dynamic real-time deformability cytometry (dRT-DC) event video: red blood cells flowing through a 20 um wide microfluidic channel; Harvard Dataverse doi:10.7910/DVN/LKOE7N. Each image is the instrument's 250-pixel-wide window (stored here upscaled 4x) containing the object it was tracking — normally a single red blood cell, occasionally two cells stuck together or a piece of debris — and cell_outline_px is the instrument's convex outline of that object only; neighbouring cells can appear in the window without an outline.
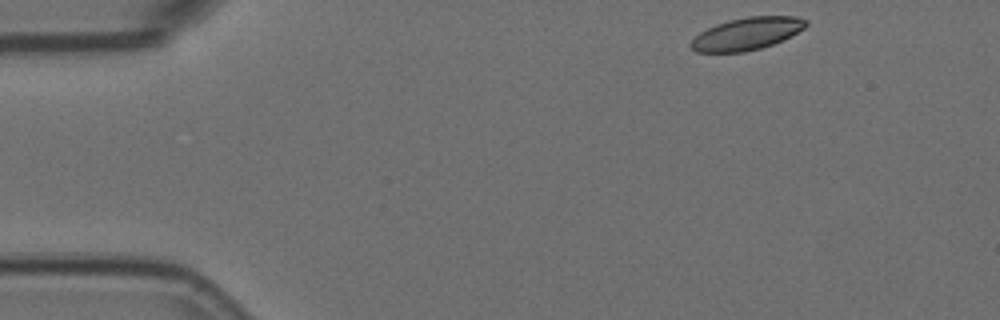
{"species": "Egyptian fruit bat (a non-hibernating species)", "species_latin": "Rousettus aegyptiacus", "temperature_condition": "room temperature", "stored_images_in_passage": 5, "camera_frame_rate_fps": 3000, "um_per_image_px": 0.085, "animal": {"sex": "female"}, "frame": {"image": 1, "passage_image": 1, "time_ms": 0.0, "image_size_px": [1000, 320], "cell_outline_px": [[808, 24], [804, 28], [772, 44], [760, 48], [744, 52], [696, 52], [688, 44], [700, 32], [716, 24], [728, 20], [748, 16], [796, 16], [808, 20]], "centroid_in_image_um": [63.46, 2.86], "position_along_channel_um": 21.5, "area_um2": 21.5}}
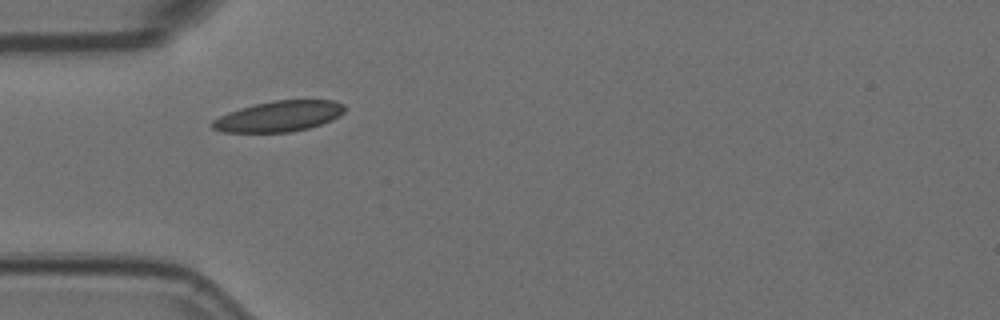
{"frame": {"image": 2, "passage_image": 4, "time_ms": 1.0, "image_size_px": [1000, 320], "cell_outline_px": [[344, 112], [340, 116], [332, 120], [308, 128], [292, 132], [224, 132], [212, 128], [208, 124], [212, 120], [228, 112], [240, 108], [272, 100], [336, 100], [344, 104]], "centroid_in_image_um": [23.7, 9.88], "position_along_channel_um": 61.3, "area_um2": 23.76}}
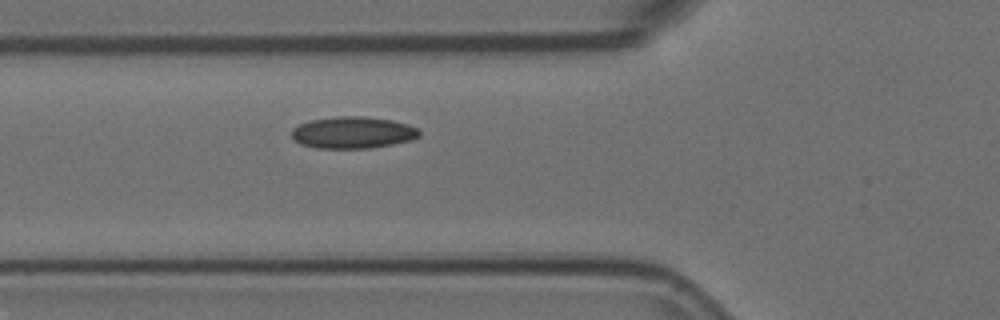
{"frame": {"image": 3, "passage_image": 5, "time_ms": 1.333, "image_size_px": [1000, 320], "cell_outline_px": [[420, 136], [408, 140], [392, 144], [368, 148], [316, 148], [300, 144], [292, 136], [292, 128], [300, 124], [312, 120], [336, 116], [364, 116], [392, 120], [408, 124], [420, 128]], "centroid_in_image_um": [30.01, 11.26], "position_along_channel_um": 95.8, "area_um2": 23.58}}